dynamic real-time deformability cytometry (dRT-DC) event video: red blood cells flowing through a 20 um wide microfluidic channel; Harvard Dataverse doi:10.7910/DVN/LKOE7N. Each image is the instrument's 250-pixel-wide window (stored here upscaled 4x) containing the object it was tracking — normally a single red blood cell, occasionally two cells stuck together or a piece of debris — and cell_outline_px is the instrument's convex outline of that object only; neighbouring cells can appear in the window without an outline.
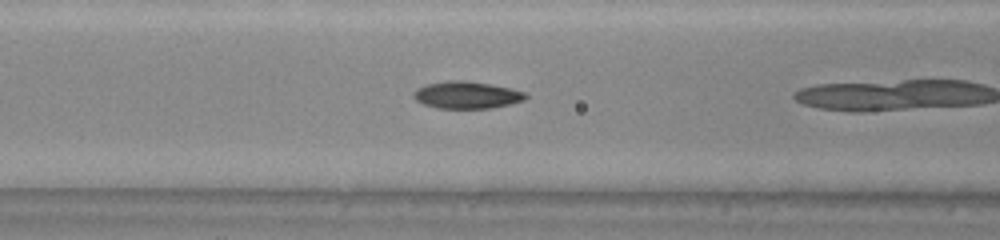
{"species": "common noctule bat (a hibernating species)", "species_latin": "Nyctalus noctula", "temperature_condition": "warm", "stored_images_in_passage": 6, "camera_frame_rate_fps": 3000, "um_per_image_px": 0.085, "animal": {"sex": "male", "body_mass_g": 20.0, "forearm_length_mm": 53.3}, "frame": {"image": 1, "passage_image": 5, "time_ms": 1.333, "image_size_px": [1000, 240], "cell_outline_px": [[528, 96], [524, 100], [492, 108], [436, 108], [424, 104], [416, 100], [412, 96], [412, 92], [416, 88], [424, 84], [448, 80], [468, 80], [512, 88], [528, 92]], "centroid_in_image_um": [39.66, 8.06], "position_along_channel_um": 126.9, "area_um2": 18.03}}